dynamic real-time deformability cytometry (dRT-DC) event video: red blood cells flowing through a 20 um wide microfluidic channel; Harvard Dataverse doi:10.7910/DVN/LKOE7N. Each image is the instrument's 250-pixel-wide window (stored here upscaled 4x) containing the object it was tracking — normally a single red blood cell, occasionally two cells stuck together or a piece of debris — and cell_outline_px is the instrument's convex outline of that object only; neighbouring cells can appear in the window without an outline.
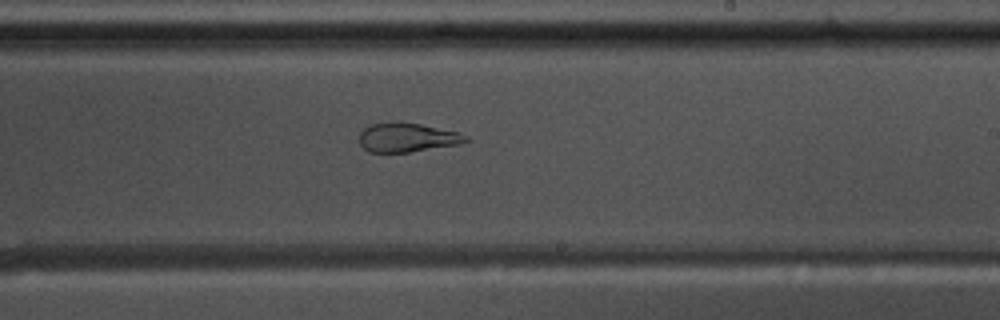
{"species": "common noctule bat (a hibernating species)", "species_latin": "Nyctalus noctula", "temperature_condition": "warm", "stored_images_in_passage": 58, "camera_frame_rate_fps": 3000, "um_per_image_px": 0.085, "animal": {"sex": "male", "body_mass_g": 17.5, "forearm_length_mm": 52.3}, "frame": {"image": 1, "passage_image": 35, "time_ms": 11.333, "image_size_px": [1000, 320], "cell_outline_px": [[472, 140], [460, 144], [408, 152], [368, 152], [360, 144], [360, 132], [368, 124], [420, 124], [460, 132], [468, 136]], "centroid_in_image_um": [34.67, 11.71], "position_along_channel_um": 254.3, "area_um2": 17.69}}
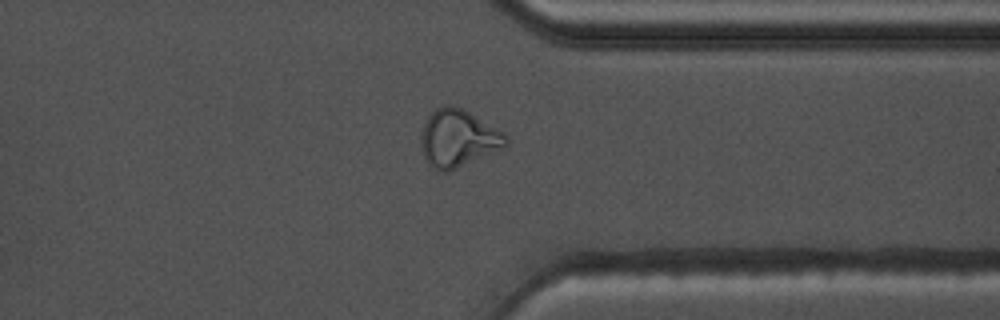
{"frame": {"image": 2, "passage_image": 45, "time_ms": 14.667, "image_size_px": [1000, 320], "cell_outline_px": [[508, 144], [504, 148], [448, 172], [440, 172], [432, 168], [428, 164], [424, 156], [420, 144], [420, 132], [428, 116], [436, 108], [444, 104], [452, 104], [464, 108], [504, 132], [508, 136]], "centroid_in_image_um": [38.93, 11.74], "position_along_channel_um": 372.5, "area_um2": 28.96}}
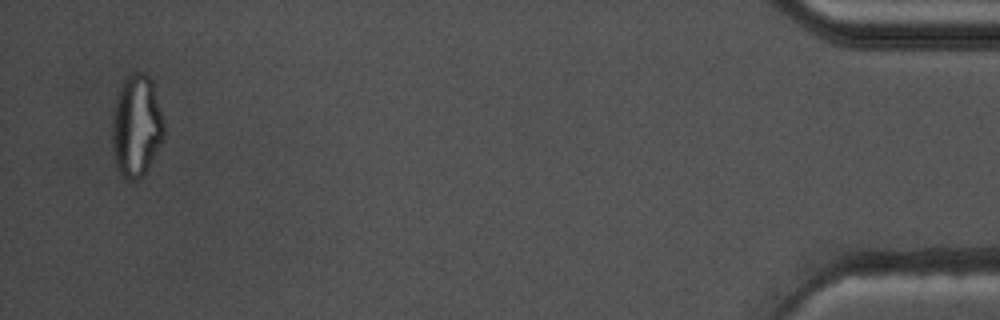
{"frame": {"image": 3, "passage_image": 56, "time_ms": 18.333, "image_size_px": [1000, 320], "cell_outline_px": [[164, 140], [144, 176], [140, 180], [128, 180], [116, 168], [112, 148], [112, 124], [116, 100], [120, 88], [124, 80], [132, 72], [144, 72], [152, 80], [164, 120]], "centroid_in_image_um": [11.62, 10.74], "position_along_channel_um": 423.6, "area_um2": 31.15}, "authors_computed_cell_mechanics": {"area_um2": 24.9407, "velocity_mm_per_s": 3.6027, "shape_relaxation_time_tau1_ms": null, "shape_relaxation_time_tau2_ms": 1.6159, "deformation_change_tau1": null, "deformation_change_tau2": 0.098}}